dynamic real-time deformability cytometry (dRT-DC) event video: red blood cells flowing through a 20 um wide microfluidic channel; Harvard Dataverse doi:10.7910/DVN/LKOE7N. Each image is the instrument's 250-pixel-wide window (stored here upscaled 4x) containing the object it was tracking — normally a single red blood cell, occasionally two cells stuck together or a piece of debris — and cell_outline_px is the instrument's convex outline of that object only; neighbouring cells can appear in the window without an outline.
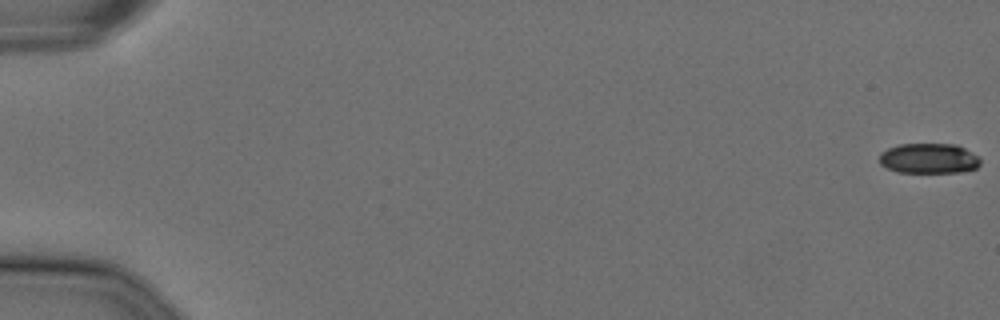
{"species": "Egyptian fruit bat (a non-hibernating species)", "species_latin": "Rousettus aegyptiacus", "temperature_condition": "cold", "stored_images_in_passage": 58, "camera_frame_rate_fps": 3000, "um_per_image_px": 0.085, "animal": {"sex": "female"}, "frame": {"image": 1, "passage_image": 1, "time_ms": 0.0, "image_size_px": [1000, 320], "cell_outline_px": [[980, 164], [976, 168], [960, 172], [896, 172], [880, 164], [880, 152], [888, 148], [900, 144], [956, 144], [980, 156]], "centroid_in_image_um": [78.96, 13.46], "position_along_channel_um": 6.0, "area_um2": 17.8}}
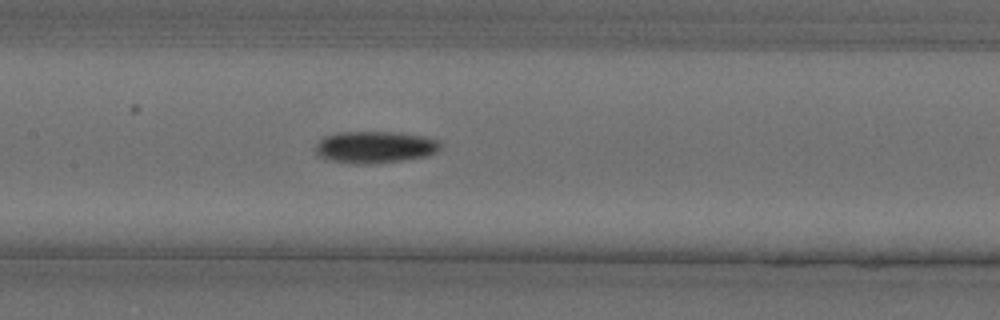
{"frame": {"image": 2, "passage_image": 29, "time_ms": 9.333, "image_size_px": [1000, 320], "cell_outline_px": [[440, 148], [436, 152], [428, 156], [404, 160], [364, 164], [352, 164], [324, 160], [316, 152], [316, 144], [324, 136], [336, 132], [392, 132], [424, 136], [440, 140]], "centroid_in_image_um": [31.85, 12.51], "position_along_channel_um": 175.6, "area_um2": 23.41}}
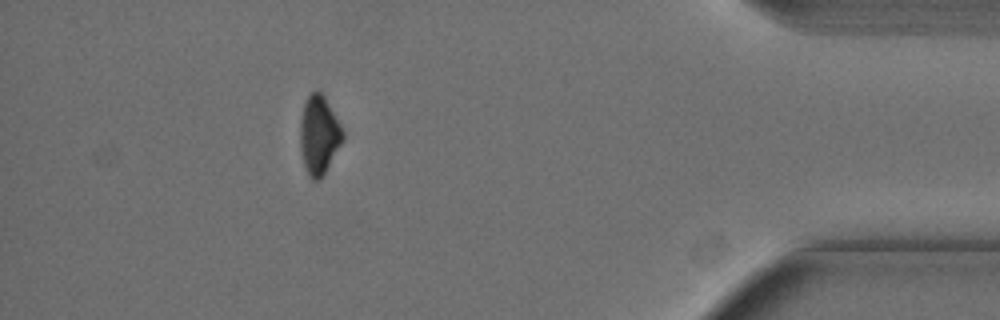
{"frame": {"image": 3, "passage_image": 52, "time_ms": 17.0, "image_size_px": [1000, 320], "cell_outline_px": [[344, 140], [320, 180], [312, 180], [308, 176], [304, 168], [300, 152], [300, 120], [304, 100], [316, 88], [324, 96], [340, 124], [344, 132]], "centroid_in_image_um": [27.09, 11.49], "position_along_channel_um": 408.1, "area_um2": 19.83}, "authors_computed_cell_mechanics": {"area_um2": 20.9236, "velocity_mm_per_s": 3.6177, "shape_relaxation_time_tau1_ms": 7.4924, "shape_relaxation_time_tau2_ms": null, "deformation_change_tau1": 0.156, "deformation_change_tau2": null}}